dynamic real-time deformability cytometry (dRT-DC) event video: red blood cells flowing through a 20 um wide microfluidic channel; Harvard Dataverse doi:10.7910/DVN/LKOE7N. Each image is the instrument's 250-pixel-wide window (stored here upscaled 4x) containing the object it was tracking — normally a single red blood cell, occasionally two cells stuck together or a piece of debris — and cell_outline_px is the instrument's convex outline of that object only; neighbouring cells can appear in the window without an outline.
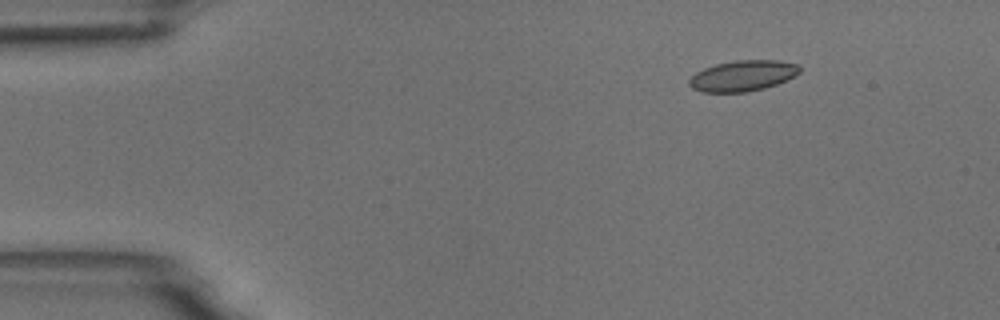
{"species": "common noctule bat (a hibernating species)", "species_latin": "Nyctalus noctula", "temperature_condition": "room temperature", "stored_images_in_passage": 7, "camera_frame_rate_fps": 3000, "um_per_image_px": 0.085, "animal": {"sex": "male", "body_mass_g": 18.8}, "frame": {"image": 1, "passage_image": 3, "time_ms": 2.333, "image_size_px": [1000, 320], "cell_outline_px": [[800, 72], [776, 84], [764, 88], [744, 92], [700, 92], [692, 88], [688, 84], [688, 80], [696, 72], [704, 68], [716, 64], [736, 60], [776, 60], [800, 64]], "centroid_in_image_um": [63.1, 6.43], "position_along_channel_um": 21.9, "area_um2": 19.71}}
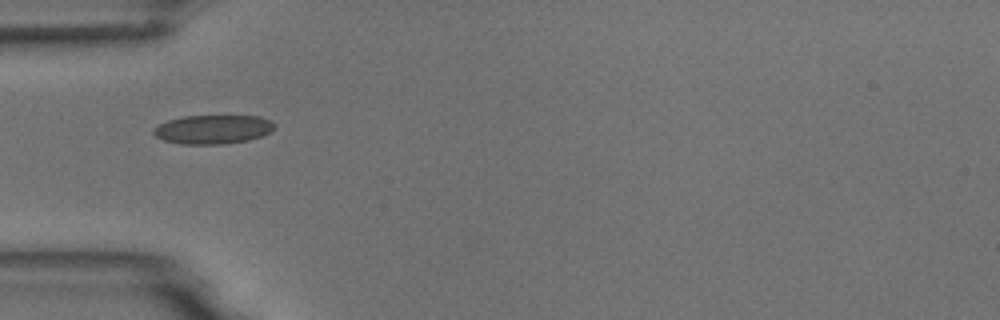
{"frame": {"image": 2, "passage_image": 6, "time_ms": 5.667, "image_size_px": [1000, 320], "cell_outline_px": [[276, 128], [260, 136], [248, 140], [224, 144], [180, 144], [164, 140], [156, 136], [152, 132], [152, 128], [168, 120], [184, 116], [260, 116], [272, 120], [276, 124]], "centroid_in_image_um": [18.11, 10.99], "position_along_channel_um": 66.9, "area_um2": 20.46}}